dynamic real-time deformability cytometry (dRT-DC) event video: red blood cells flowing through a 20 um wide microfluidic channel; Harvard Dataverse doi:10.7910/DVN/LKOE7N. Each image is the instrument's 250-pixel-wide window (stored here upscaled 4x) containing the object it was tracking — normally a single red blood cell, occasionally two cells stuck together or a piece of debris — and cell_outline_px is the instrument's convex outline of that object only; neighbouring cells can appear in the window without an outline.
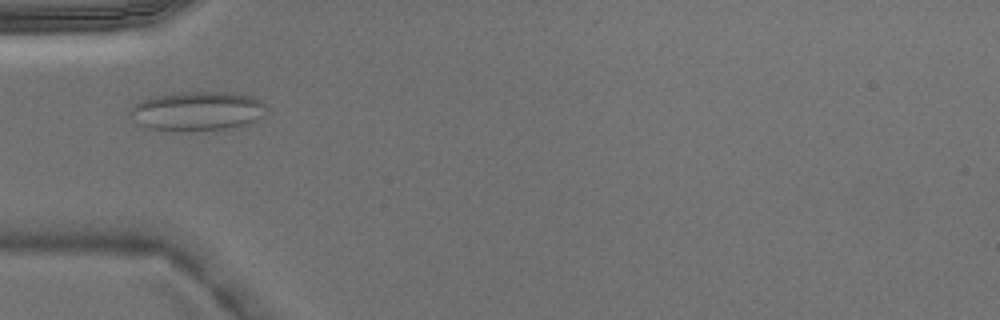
{"species": "Egyptian fruit bat (a non-hibernating species)", "species_latin": "Rousettus aegyptiacus", "temperature_condition": "warm", "stored_images_in_passage": 2, "camera_frame_rate_fps": 3000, "um_per_image_px": 0.085, "animal": {"sex": "male"}, "frame": {"image": 1, "passage_image": 2, "time_ms": 0.333, "image_size_px": [1000, 320], "cell_outline_px": [[264, 116], [248, 124], [228, 128], [152, 128], [140, 124], [132, 120], [128, 112], [128, 108], [140, 100], [152, 96], [172, 92], [232, 92], [252, 96], [260, 100], [264, 104]], "centroid_in_image_um": [16.75, 9.37], "position_along_channel_um": 68.3, "area_um2": 30.52}}